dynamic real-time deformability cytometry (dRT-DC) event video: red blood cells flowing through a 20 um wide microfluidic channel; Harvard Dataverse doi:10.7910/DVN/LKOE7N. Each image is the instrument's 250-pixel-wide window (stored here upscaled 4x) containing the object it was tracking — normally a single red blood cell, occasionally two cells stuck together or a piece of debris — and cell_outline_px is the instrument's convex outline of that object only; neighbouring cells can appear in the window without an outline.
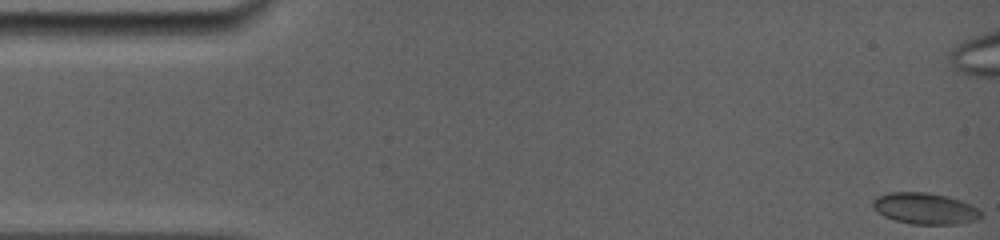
{"species": "common noctule bat (a hibernating species)", "species_latin": "Nyctalus noctula", "temperature_condition": "room temperature", "stored_images_in_passage": 44, "camera_frame_rate_fps": 5000, "um_per_image_px": 0.085, "animal": {"sex": "female", "body_mass_g": 19.0, "forearm_length_mm": 56.7}, "frame": {"image": 1, "passage_image": 1, "time_ms": 0.0, "image_size_px": [1000, 240], "cell_outline_px": [[984, 216], [976, 220], [956, 224], [912, 224], [896, 220], [884, 216], [876, 212], [872, 204], [872, 200], [876, 196], [888, 192], [928, 192], [948, 196], [960, 200], [976, 208]], "centroid_in_image_um": [78.59, 17.71], "position_along_channel_um": 6.4, "area_um2": 19.77}}
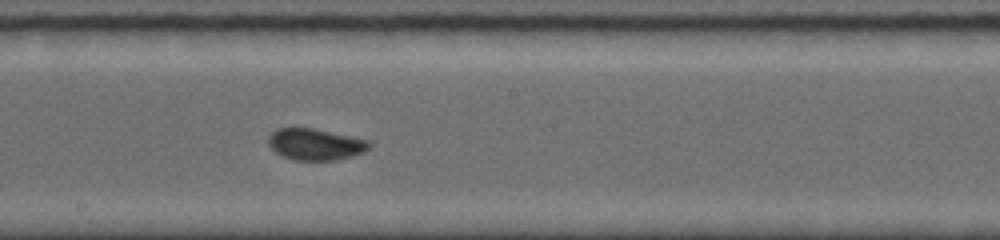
{"frame": {"image": 2, "passage_image": 25, "time_ms": 8.8, "image_size_px": [1000, 240], "cell_outline_px": [[372, 144], [364, 152], [352, 156], [336, 160], [292, 160], [276, 152], [268, 144], [268, 136], [276, 128], [312, 128], [368, 140]], "centroid_in_image_um": [26.79, 12.27], "position_along_channel_um": 221.4, "area_um2": 18.38}}
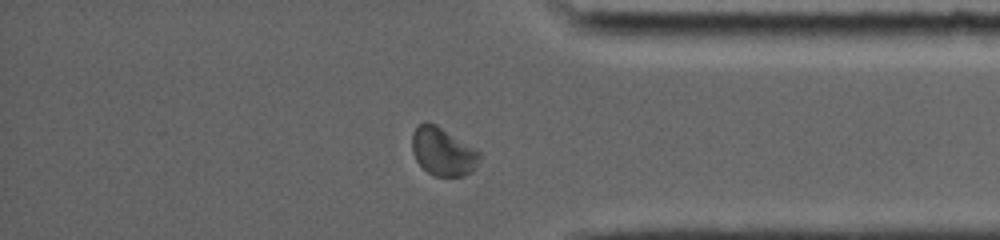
{"frame": {"image": 3, "passage_image": 38, "time_ms": 13.4, "image_size_px": [1000, 240], "cell_outline_px": [[480, 156], [476, 168], [472, 172], [464, 176], [436, 176], [428, 172], [416, 160], [412, 152], [412, 132], [424, 120], [428, 120], [436, 124], [476, 148], [480, 152]], "centroid_in_image_um": [37.65, 12.86], "position_along_channel_um": 397.6, "area_um2": 19.13}}